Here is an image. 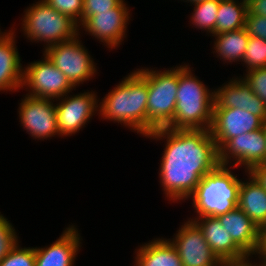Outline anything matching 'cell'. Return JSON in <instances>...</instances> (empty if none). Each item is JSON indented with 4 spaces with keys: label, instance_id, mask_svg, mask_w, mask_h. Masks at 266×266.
<instances>
[{
    "label": "cell",
    "instance_id": "1",
    "mask_svg": "<svg viewBox=\"0 0 266 266\" xmlns=\"http://www.w3.org/2000/svg\"><path fill=\"white\" fill-rule=\"evenodd\" d=\"M146 138L164 140L158 176L165 198L173 203L188 200L201 179L220 165L219 149L207 129L162 128Z\"/></svg>",
    "mask_w": 266,
    "mask_h": 266
},
{
    "label": "cell",
    "instance_id": "2",
    "mask_svg": "<svg viewBox=\"0 0 266 266\" xmlns=\"http://www.w3.org/2000/svg\"><path fill=\"white\" fill-rule=\"evenodd\" d=\"M99 99V118L147 136V67L136 68Z\"/></svg>",
    "mask_w": 266,
    "mask_h": 266
},
{
    "label": "cell",
    "instance_id": "3",
    "mask_svg": "<svg viewBox=\"0 0 266 266\" xmlns=\"http://www.w3.org/2000/svg\"><path fill=\"white\" fill-rule=\"evenodd\" d=\"M191 68L189 63L179 64L175 113L167 128L209 130L211 127L215 88L209 89Z\"/></svg>",
    "mask_w": 266,
    "mask_h": 266
},
{
    "label": "cell",
    "instance_id": "4",
    "mask_svg": "<svg viewBox=\"0 0 266 266\" xmlns=\"http://www.w3.org/2000/svg\"><path fill=\"white\" fill-rule=\"evenodd\" d=\"M233 167L219 165L206 174L188 198L192 200L195 217H218L238 206L241 179Z\"/></svg>",
    "mask_w": 266,
    "mask_h": 266
},
{
    "label": "cell",
    "instance_id": "5",
    "mask_svg": "<svg viewBox=\"0 0 266 266\" xmlns=\"http://www.w3.org/2000/svg\"><path fill=\"white\" fill-rule=\"evenodd\" d=\"M21 30L30 42L49 46L76 38L81 32L71 17L58 12L43 0L28 6L23 12Z\"/></svg>",
    "mask_w": 266,
    "mask_h": 266
},
{
    "label": "cell",
    "instance_id": "6",
    "mask_svg": "<svg viewBox=\"0 0 266 266\" xmlns=\"http://www.w3.org/2000/svg\"><path fill=\"white\" fill-rule=\"evenodd\" d=\"M147 68V135L167 128L174 118L179 82V66L154 70Z\"/></svg>",
    "mask_w": 266,
    "mask_h": 266
},
{
    "label": "cell",
    "instance_id": "7",
    "mask_svg": "<svg viewBox=\"0 0 266 266\" xmlns=\"http://www.w3.org/2000/svg\"><path fill=\"white\" fill-rule=\"evenodd\" d=\"M79 35L72 40L49 46L42 51L75 88L98 74L97 64L86 46L83 45L80 39L81 34Z\"/></svg>",
    "mask_w": 266,
    "mask_h": 266
},
{
    "label": "cell",
    "instance_id": "8",
    "mask_svg": "<svg viewBox=\"0 0 266 266\" xmlns=\"http://www.w3.org/2000/svg\"><path fill=\"white\" fill-rule=\"evenodd\" d=\"M42 60L24 66L22 89L29 96L57 100L75 91L67 77L42 53Z\"/></svg>",
    "mask_w": 266,
    "mask_h": 266
},
{
    "label": "cell",
    "instance_id": "9",
    "mask_svg": "<svg viewBox=\"0 0 266 266\" xmlns=\"http://www.w3.org/2000/svg\"><path fill=\"white\" fill-rule=\"evenodd\" d=\"M69 92L55 100L56 118L61 138L73 136L99 114V98L93 90L73 94ZM70 95V96H69ZM63 136V137H62Z\"/></svg>",
    "mask_w": 266,
    "mask_h": 266
},
{
    "label": "cell",
    "instance_id": "10",
    "mask_svg": "<svg viewBox=\"0 0 266 266\" xmlns=\"http://www.w3.org/2000/svg\"><path fill=\"white\" fill-rule=\"evenodd\" d=\"M123 0L111 11H103L89 16L80 26L86 34L97 39L100 44L104 43L105 48L116 49L122 45L126 38L127 26L129 25L132 13L128 4ZM131 13V14H130Z\"/></svg>",
    "mask_w": 266,
    "mask_h": 266
},
{
    "label": "cell",
    "instance_id": "11",
    "mask_svg": "<svg viewBox=\"0 0 266 266\" xmlns=\"http://www.w3.org/2000/svg\"><path fill=\"white\" fill-rule=\"evenodd\" d=\"M18 107L19 124L26 133L35 140L44 141L52 137H61L57 118L55 101L24 95Z\"/></svg>",
    "mask_w": 266,
    "mask_h": 266
},
{
    "label": "cell",
    "instance_id": "12",
    "mask_svg": "<svg viewBox=\"0 0 266 266\" xmlns=\"http://www.w3.org/2000/svg\"><path fill=\"white\" fill-rule=\"evenodd\" d=\"M220 165L237 167L249 172L266 162V137L263 128L231 138L219 150ZM241 166V167H240Z\"/></svg>",
    "mask_w": 266,
    "mask_h": 266
},
{
    "label": "cell",
    "instance_id": "13",
    "mask_svg": "<svg viewBox=\"0 0 266 266\" xmlns=\"http://www.w3.org/2000/svg\"><path fill=\"white\" fill-rule=\"evenodd\" d=\"M169 240L176 248L183 266H220L221 261L193 220H185Z\"/></svg>",
    "mask_w": 266,
    "mask_h": 266
},
{
    "label": "cell",
    "instance_id": "14",
    "mask_svg": "<svg viewBox=\"0 0 266 266\" xmlns=\"http://www.w3.org/2000/svg\"><path fill=\"white\" fill-rule=\"evenodd\" d=\"M263 121L240 108L213 109L209 129L220 150L231 138L262 128Z\"/></svg>",
    "mask_w": 266,
    "mask_h": 266
},
{
    "label": "cell",
    "instance_id": "15",
    "mask_svg": "<svg viewBox=\"0 0 266 266\" xmlns=\"http://www.w3.org/2000/svg\"><path fill=\"white\" fill-rule=\"evenodd\" d=\"M240 108L266 120V105L250 89L242 76H234L215 88L214 109Z\"/></svg>",
    "mask_w": 266,
    "mask_h": 266
},
{
    "label": "cell",
    "instance_id": "16",
    "mask_svg": "<svg viewBox=\"0 0 266 266\" xmlns=\"http://www.w3.org/2000/svg\"><path fill=\"white\" fill-rule=\"evenodd\" d=\"M81 235L76 225L69 224L52 244L35 248L36 266H75L82 247Z\"/></svg>",
    "mask_w": 266,
    "mask_h": 266
},
{
    "label": "cell",
    "instance_id": "17",
    "mask_svg": "<svg viewBox=\"0 0 266 266\" xmlns=\"http://www.w3.org/2000/svg\"><path fill=\"white\" fill-rule=\"evenodd\" d=\"M16 28L0 32V92H19L24 66L16 45Z\"/></svg>",
    "mask_w": 266,
    "mask_h": 266
},
{
    "label": "cell",
    "instance_id": "18",
    "mask_svg": "<svg viewBox=\"0 0 266 266\" xmlns=\"http://www.w3.org/2000/svg\"><path fill=\"white\" fill-rule=\"evenodd\" d=\"M217 218L245 254L256 253L260 228L238 206Z\"/></svg>",
    "mask_w": 266,
    "mask_h": 266
},
{
    "label": "cell",
    "instance_id": "19",
    "mask_svg": "<svg viewBox=\"0 0 266 266\" xmlns=\"http://www.w3.org/2000/svg\"><path fill=\"white\" fill-rule=\"evenodd\" d=\"M202 230L204 238L220 261L236 259L246 254L234 243L217 217L204 216L187 218Z\"/></svg>",
    "mask_w": 266,
    "mask_h": 266
},
{
    "label": "cell",
    "instance_id": "20",
    "mask_svg": "<svg viewBox=\"0 0 266 266\" xmlns=\"http://www.w3.org/2000/svg\"><path fill=\"white\" fill-rule=\"evenodd\" d=\"M244 173L247 179H241L238 207L261 228L266 224V190L250 172Z\"/></svg>",
    "mask_w": 266,
    "mask_h": 266
},
{
    "label": "cell",
    "instance_id": "21",
    "mask_svg": "<svg viewBox=\"0 0 266 266\" xmlns=\"http://www.w3.org/2000/svg\"><path fill=\"white\" fill-rule=\"evenodd\" d=\"M138 247L133 266H183L176 248L167 238H153Z\"/></svg>",
    "mask_w": 266,
    "mask_h": 266
},
{
    "label": "cell",
    "instance_id": "22",
    "mask_svg": "<svg viewBox=\"0 0 266 266\" xmlns=\"http://www.w3.org/2000/svg\"><path fill=\"white\" fill-rule=\"evenodd\" d=\"M214 39L213 54L225 63H242L249 36L245 28L212 35ZM238 62V63H237Z\"/></svg>",
    "mask_w": 266,
    "mask_h": 266
},
{
    "label": "cell",
    "instance_id": "23",
    "mask_svg": "<svg viewBox=\"0 0 266 266\" xmlns=\"http://www.w3.org/2000/svg\"><path fill=\"white\" fill-rule=\"evenodd\" d=\"M248 4L245 0H220L215 34L245 28Z\"/></svg>",
    "mask_w": 266,
    "mask_h": 266
},
{
    "label": "cell",
    "instance_id": "24",
    "mask_svg": "<svg viewBox=\"0 0 266 266\" xmlns=\"http://www.w3.org/2000/svg\"><path fill=\"white\" fill-rule=\"evenodd\" d=\"M220 0H205L191 4L193 12L190 15V24L195 28L201 29L208 36L215 34V23L219 10Z\"/></svg>",
    "mask_w": 266,
    "mask_h": 266
},
{
    "label": "cell",
    "instance_id": "25",
    "mask_svg": "<svg viewBox=\"0 0 266 266\" xmlns=\"http://www.w3.org/2000/svg\"><path fill=\"white\" fill-rule=\"evenodd\" d=\"M242 65H245V71L266 67V40L249 37Z\"/></svg>",
    "mask_w": 266,
    "mask_h": 266
},
{
    "label": "cell",
    "instance_id": "26",
    "mask_svg": "<svg viewBox=\"0 0 266 266\" xmlns=\"http://www.w3.org/2000/svg\"><path fill=\"white\" fill-rule=\"evenodd\" d=\"M16 231L10 220L0 212V262L17 243H21V241L18 240L20 237Z\"/></svg>",
    "mask_w": 266,
    "mask_h": 266
},
{
    "label": "cell",
    "instance_id": "27",
    "mask_svg": "<svg viewBox=\"0 0 266 266\" xmlns=\"http://www.w3.org/2000/svg\"><path fill=\"white\" fill-rule=\"evenodd\" d=\"M0 266H36L35 265V248L16 246L0 262Z\"/></svg>",
    "mask_w": 266,
    "mask_h": 266
},
{
    "label": "cell",
    "instance_id": "28",
    "mask_svg": "<svg viewBox=\"0 0 266 266\" xmlns=\"http://www.w3.org/2000/svg\"><path fill=\"white\" fill-rule=\"evenodd\" d=\"M53 9L71 17L80 26L84 0H43Z\"/></svg>",
    "mask_w": 266,
    "mask_h": 266
},
{
    "label": "cell",
    "instance_id": "29",
    "mask_svg": "<svg viewBox=\"0 0 266 266\" xmlns=\"http://www.w3.org/2000/svg\"><path fill=\"white\" fill-rule=\"evenodd\" d=\"M242 78L266 105V67L246 71Z\"/></svg>",
    "mask_w": 266,
    "mask_h": 266
},
{
    "label": "cell",
    "instance_id": "30",
    "mask_svg": "<svg viewBox=\"0 0 266 266\" xmlns=\"http://www.w3.org/2000/svg\"><path fill=\"white\" fill-rule=\"evenodd\" d=\"M123 0H84L82 11V23L91 15L103 11H111Z\"/></svg>",
    "mask_w": 266,
    "mask_h": 266
},
{
    "label": "cell",
    "instance_id": "31",
    "mask_svg": "<svg viewBox=\"0 0 266 266\" xmlns=\"http://www.w3.org/2000/svg\"><path fill=\"white\" fill-rule=\"evenodd\" d=\"M245 29L249 37L266 40V17L251 14L246 15Z\"/></svg>",
    "mask_w": 266,
    "mask_h": 266
},
{
    "label": "cell",
    "instance_id": "32",
    "mask_svg": "<svg viewBox=\"0 0 266 266\" xmlns=\"http://www.w3.org/2000/svg\"><path fill=\"white\" fill-rule=\"evenodd\" d=\"M254 257H257L255 258L256 261L255 259L252 260V258ZM220 266H265V261L258 255L254 254L253 256V254H246L245 256L240 258L223 260L221 261Z\"/></svg>",
    "mask_w": 266,
    "mask_h": 266
},
{
    "label": "cell",
    "instance_id": "33",
    "mask_svg": "<svg viewBox=\"0 0 266 266\" xmlns=\"http://www.w3.org/2000/svg\"><path fill=\"white\" fill-rule=\"evenodd\" d=\"M247 4L251 14L266 17V0H249Z\"/></svg>",
    "mask_w": 266,
    "mask_h": 266
},
{
    "label": "cell",
    "instance_id": "34",
    "mask_svg": "<svg viewBox=\"0 0 266 266\" xmlns=\"http://www.w3.org/2000/svg\"><path fill=\"white\" fill-rule=\"evenodd\" d=\"M249 172L266 190V162L254 166Z\"/></svg>",
    "mask_w": 266,
    "mask_h": 266
},
{
    "label": "cell",
    "instance_id": "35",
    "mask_svg": "<svg viewBox=\"0 0 266 266\" xmlns=\"http://www.w3.org/2000/svg\"><path fill=\"white\" fill-rule=\"evenodd\" d=\"M255 255H258L263 260L266 259V224L260 228L259 246Z\"/></svg>",
    "mask_w": 266,
    "mask_h": 266
},
{
    "label": "cell",
    "instance_id": "36",
    "mask_svg": "<svg viewBox=\"0 0 266 266\" xmlns=\"http://www.w3.org/2000/svg\"><path fill=\"white\" fill-rule=\"evenodd\" d=\"M181 1H183V2H187V4H188V3H190V4H194V3L201 2V1H205V0H181Z\"/></svg>",
    "mask_w": 266,
    "mask_h": 266
},
{
    "label": "cell",
    "instance_id": "37",
    "mask_svg": "<svg viewBox=\"0 0 266 266\" xmlns=\"http://www.w3.org/2000/svg\"><path fill=\"white\" fill-rule=\"evenodd\" d=\"M262 128H263V131H264V135L266 137V120L262 123Z\"/></svg>",
    "mask_w": 266,
    "mask_h": 266
}]
</instances>
